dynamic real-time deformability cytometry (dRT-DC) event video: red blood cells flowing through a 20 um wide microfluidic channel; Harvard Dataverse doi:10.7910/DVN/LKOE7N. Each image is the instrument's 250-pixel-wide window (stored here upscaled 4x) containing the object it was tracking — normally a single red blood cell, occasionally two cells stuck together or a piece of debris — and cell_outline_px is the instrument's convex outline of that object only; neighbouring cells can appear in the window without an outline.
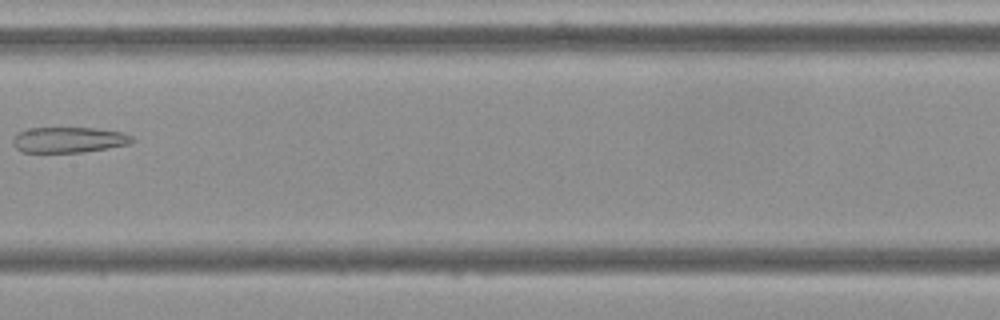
{"species": "Egyptian fruit bat (a non-hibernating species)", "species_latin": "Rousettus aegyptiacus", "temperature_condition": "cold", "stored_images_in_passage": 5, "camera_frame_rate_fps": 3000, "um_per_image_px": 0.085, "frame": {"image": 1, "passage_image": 4, "time_ms": 3.667, "image_size_px": [1000, 320], "cell_outline_px": [[136, 140], [128, 144], [108, 148], [84, 152], [20, 152], [12, 144], [12, 140], [20, 132], [28, 128], [96, 128], [124, 132], [132, 136]], "centroid_in_image_um": [5.87, 11.88], "position_along_channel_um": 201.5, "area_um2": 17.86}}
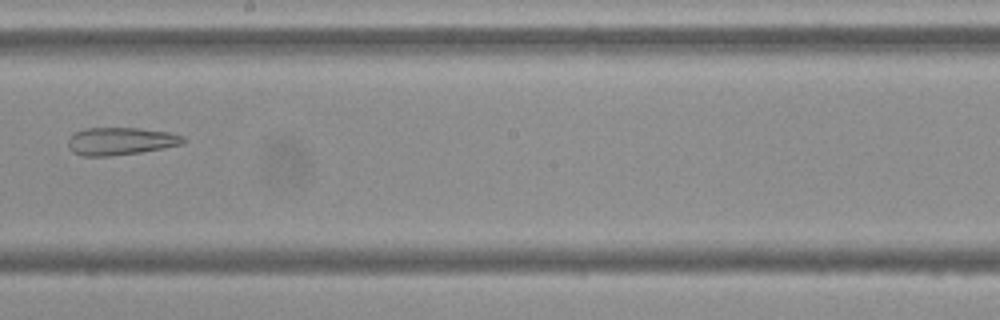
{"frame": {"image": 2, "passage_image": 5, "time_ms": 4.667, "image_size_px": [1000, 320], "cell_outline_px": [[188, 140], [184, 144], [140, 152], [112, 156], [84, 156], [72, 152], [68, 148], [68, 140], [76, 132], [84, 128], [140, 128], [172, 132], [184, 136]], "centroid_in_image_um": [10.3, 11.99], "position_along_channel_um": 237.9, "area_um2": 18.73}}